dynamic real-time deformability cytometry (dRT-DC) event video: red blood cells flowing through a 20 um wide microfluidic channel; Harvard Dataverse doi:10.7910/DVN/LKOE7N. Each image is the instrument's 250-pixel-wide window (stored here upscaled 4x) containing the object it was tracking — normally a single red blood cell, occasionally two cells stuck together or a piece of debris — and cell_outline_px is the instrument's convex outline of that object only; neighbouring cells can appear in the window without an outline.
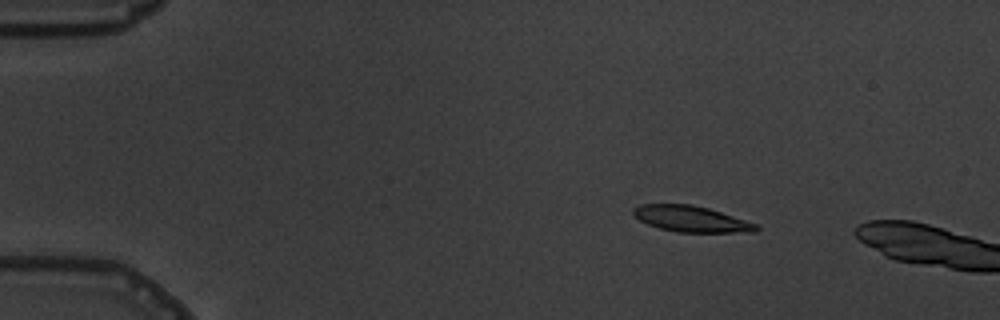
{"species": "common noctule bat (a hibernating species)", "species_latin": "Nyctalus noctula", "temperature_condition": "warm", "stored_images_in_passage": 2, "camera_frame_rate_fps": 3000, "um_per_image_px": 0.085, "animal": {"sex": "male", "body_mass_g": 19.5, "forearm_length_mm": 54.6}, "frame": {"image": 1, "passage_image": 1, "time_ms": 0.0, "image_size_px": [1000, 320], "cell_outline_px": [[760, 228], [756, 232], [676, 232], [660, 228], [648, 224], [640, 220], [632, 212], [632, 208], [640, 204], [692, 204], [708, 208], [756, 224]], "centroid_in_image_um": [58.73, 18.6], "position_along_channel_um": 26.3, "area_um2": 18.44}}